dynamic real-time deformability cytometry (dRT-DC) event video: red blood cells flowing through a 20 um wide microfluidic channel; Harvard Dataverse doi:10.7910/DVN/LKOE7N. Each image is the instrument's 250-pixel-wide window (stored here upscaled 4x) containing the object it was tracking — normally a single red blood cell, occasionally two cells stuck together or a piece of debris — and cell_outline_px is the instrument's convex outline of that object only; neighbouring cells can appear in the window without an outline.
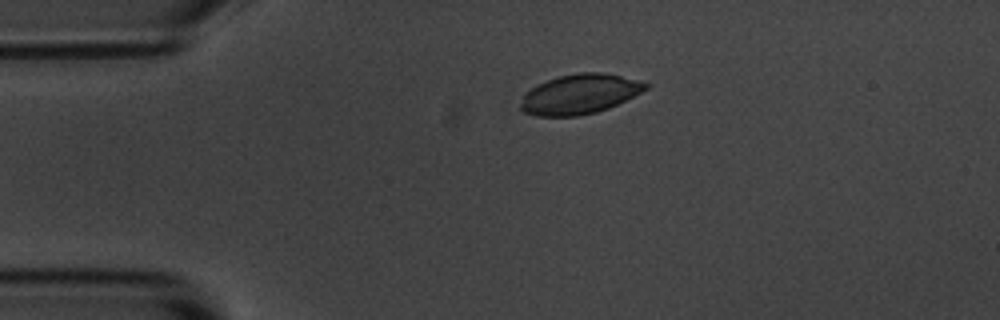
{"species": "common noctule bat (a hibernating species)", "species_latin": "Nyctalus noctula", "temperature_condition": "room temperature", "stored_images_in_passage": 2, "camera_frame_rate_fps": 3000, "um_per_image_px": 0.085, "animal": {"sex": "male", "body_mass_g": 20.1, "forearm_length_mm": 53.5}, "frame": {"image": 1, "passage_image": 1, "time_ms": 0.0, "image_size_px": [1000, 320], "cell_outline_px": [[652, 84], [648, 88], [608, 108], [596, 112], [576, 116], [536, 116], [524, 112], [520, 108], [520, 104], [524, 96], [536, 84], [560, 76], [580, 72], [604, 72]], "centroid_in_image_um": [49.26, 8.0], "position_along_channel_um": 35.7, "area_um2": 28.61}}